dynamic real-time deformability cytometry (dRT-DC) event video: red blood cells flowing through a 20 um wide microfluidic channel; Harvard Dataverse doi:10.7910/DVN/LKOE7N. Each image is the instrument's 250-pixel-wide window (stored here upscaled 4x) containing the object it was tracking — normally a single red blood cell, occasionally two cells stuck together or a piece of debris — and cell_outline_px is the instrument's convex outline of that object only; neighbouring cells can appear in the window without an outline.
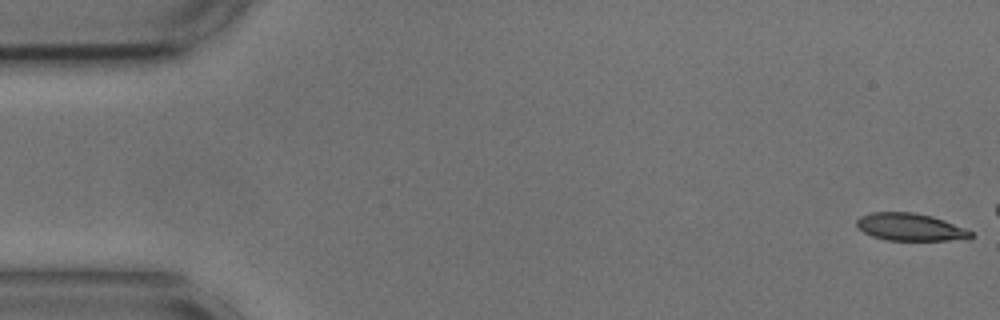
{"species": "common noctule bat (a hibernating species)", "species_latin": "Nyctalus noctula", "temperature_condition": "cold", "stored_images_in_passage": 12, "camera_frame_rate_fps": 3000, "um_per_image_px": 0.085, "animal": {"sex": "male", "body_mass_g": 17.9, "forearm_length_mm": 54.2}, "frame": {"image": 1, "passage_image": 1, "time_ms": 0.0, "image_size_px": [1000, 320], "cell_outline_px": [[976, 236], [968, 240], [888, 240], [872, 236], [864, 232], [856, 224], [856, 220], [860, 216], [872, 212], [912, 212], [932, 216], [944, 220], [964, 228], [972, 232]], "centroid_in_image_um": [77.41, 19.3], "position_along_channel_um": 7.6, "area_um2": 18.32}}